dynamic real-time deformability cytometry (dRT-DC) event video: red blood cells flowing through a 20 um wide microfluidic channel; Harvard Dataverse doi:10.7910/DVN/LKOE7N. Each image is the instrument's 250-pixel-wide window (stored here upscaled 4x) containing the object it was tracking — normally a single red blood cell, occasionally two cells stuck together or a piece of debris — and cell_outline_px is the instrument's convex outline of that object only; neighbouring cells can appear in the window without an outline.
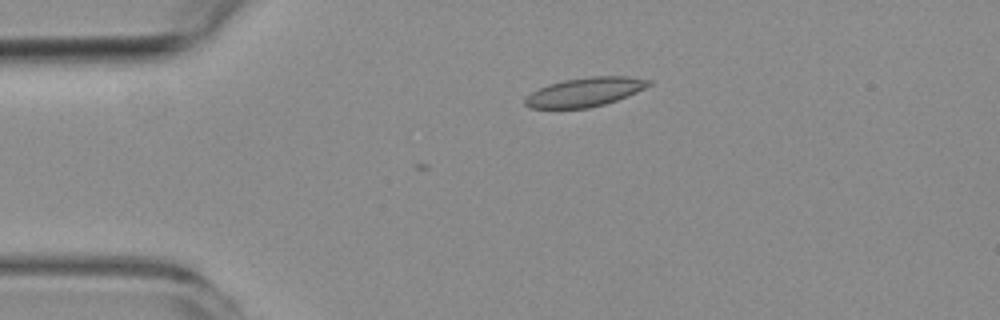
{"species": "common noctule bat (a hibernating species)", "species_latin": "Nyctalus noctula", "temperature_condition": "room temperature", "stored_images_in_passage": 5, "camera_frame_rate_fps": 3000, "um_per_image_px": 0.085, "animal": {"sex": "female", "body_mass_g": 19.3, "forearm_length_mm": 54.1}, "frame": {"image": 1, "passage_image": 4, "time_ms": 3.667, "image_size_px": [1000, 320], "cell_outline_px": [[652, 84], [628, 96], [604, 104], [588, 108], [528, 108], [524, 104], [524, 100], [532, 92], [548, 84], [564, 80], [592, 76], [628, 76], [652, 80]], "centroid_in_image_um": [49.73, 7.82], "position_along_channel_um": 35.3, "area_um2": 20.81}}